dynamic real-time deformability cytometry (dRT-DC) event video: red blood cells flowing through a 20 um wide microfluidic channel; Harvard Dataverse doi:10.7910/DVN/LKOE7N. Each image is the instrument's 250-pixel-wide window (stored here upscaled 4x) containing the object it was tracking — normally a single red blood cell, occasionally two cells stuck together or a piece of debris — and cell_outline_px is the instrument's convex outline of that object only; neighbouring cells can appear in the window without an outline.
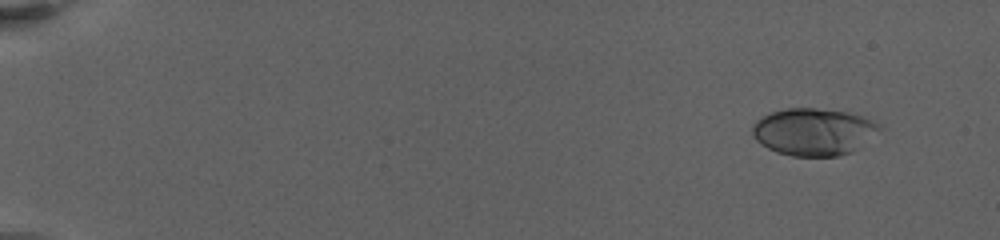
{"species": "human", "species_latin": "Homo sapiens", "temperature_condition": "warm", "stored_images_in_passage": 49, "camera_frame_rate_fps": 3000, "um_per_image_px": 0.085, "donor": {"sex": "female"}, "frame": {"image": 1, "passage_image": 1, "time_ms": 0.0, "image_size_px": [1000, 240], "cell_outline_px": [[880, 128], [852, 152], [840, 156], [792, 156], [776, 152], [760, 144], [752, 136], [752, 124], [756, 120], [772, 112], [788, 108], [816, 108], [844, 112], [860, 116], [876, 124]], "centroid_in_image_um": [69.05, 11.21], "position_along_channel_um": 15.9, "area_um2": 34.33}}
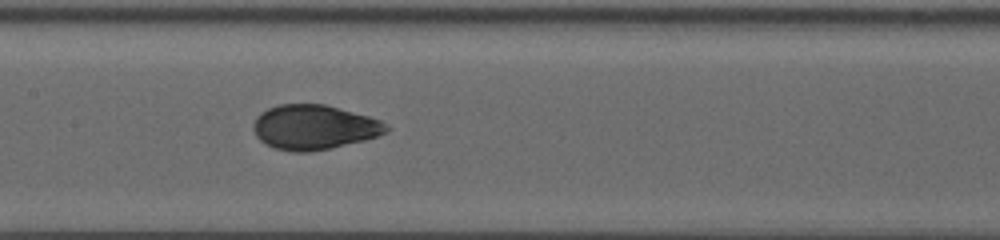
{"frame": {"image": 2, "passage_image": 27, "time_ms": 10.333, "image_size_px": [1000, 240], "cell_outline_px": [[392, 128], [388, 132], [364, 140], [328, 148], [308, 152], [292, 152], [276, 148], [264, 144], [256, 136], [252, 128], [252, 124], [256, 116], [260, 112], [268, 108], [280, 104], [324, 104], [368, 116], [380, 120], [388, 124]], "centroid_in_image_um": [26.67, 10.81], "position_along_channel_um": 180.7, "area_um2": 34.68}}
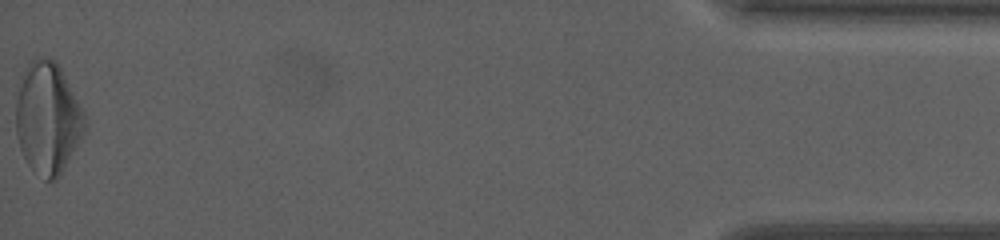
{"frame": {"image": 3, "passage_image": 49, "time_ms": 21.0, "image_size_px": [1000, 240], "cell_outline_px": [[84, 132], [80, 140], [56, 180], [44, 180], [28, 164], [20, 148], [16, 132], [16, 100], [20, 76], [28, 60], [36, 56], [44, 56], [56, 60], [84, 116]], "centroid_in_image_um": [3.99, 9.99], "position_along_channel_um": 431.2, "area_um2": 44.33}, "authors_computed_cell_mechanics": {"area_um2": 34.7378, "velocity_mm_per_s": 3.1246, "shape_relaxation_time_tau1_ms": 4.4439, "shape_relaxation_time_tau2_ms": 0.9476, "deformation_change_tau1": 0.1823, "deformation_change_tau2": 0.0525}}